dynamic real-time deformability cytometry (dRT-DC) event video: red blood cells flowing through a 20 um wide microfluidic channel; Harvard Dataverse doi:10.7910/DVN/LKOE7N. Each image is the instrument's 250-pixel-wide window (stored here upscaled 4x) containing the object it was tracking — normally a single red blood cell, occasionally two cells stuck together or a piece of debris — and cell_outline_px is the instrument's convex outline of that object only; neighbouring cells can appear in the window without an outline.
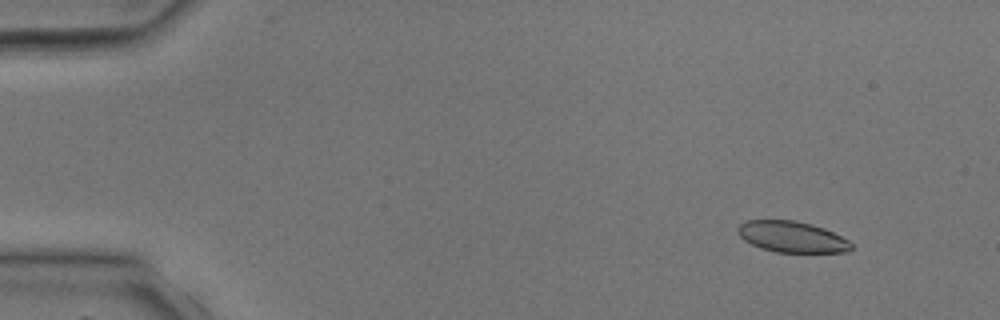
{"species": "common noctule bat (a hibernating species)", "species_latin": "Nyctalus noctula", "temperature_condition": "room temperature", "stored_images_in_passage": 41, "camera_frame_rate_fps": 3000, "um_per_image_px": 0.085, "animal": {"sex": "male", "body_mass_g": 17.9, "forearm_length_mm": 54.2}, "frame": {"image": 1, "passage_image": 5, "time_ms": 1.333, "image_size_px": [1000, 320], "cell_outline_px": [[852, 248], [848, 252], [776, 252], [760, 248], [744, 240], [736, 232], [736, 228], [744, 220], [796, 220], [812, 224], [824, 228], [848, 240], [852, 244]], "centroid_in_image_um": [67.28, 20.12], "position_along_channel_um": 17.7, "area_um2": 20.63}}
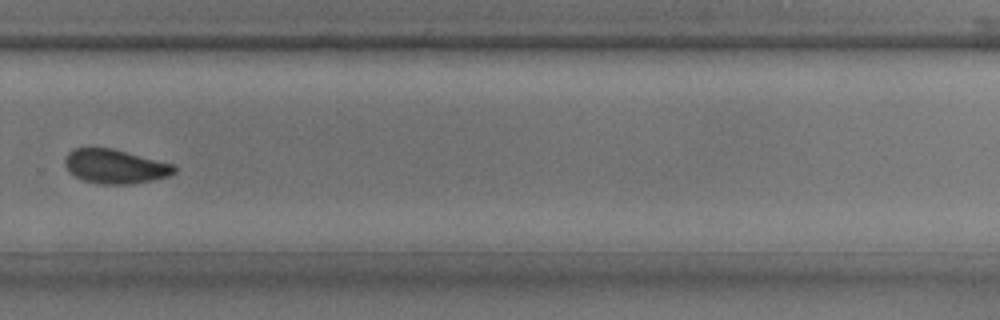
{"frame": {"image": 2, "passage_image": 29, "time_ms": 9.333, "image_size_px": [1000, 320], "cell_outline_px": [[176, 172], [168, 176], [152, 180], [128, 184], [104, 184], [84, 180], [68, 172], [64, 164], [64, 160], [68, 152], [72, 148], [112, 148], [176, 164]], "centroid_in_image_um": [9.79, 14.13], "position_along_channel_um": 320.0, "area_um2": 21.85}}
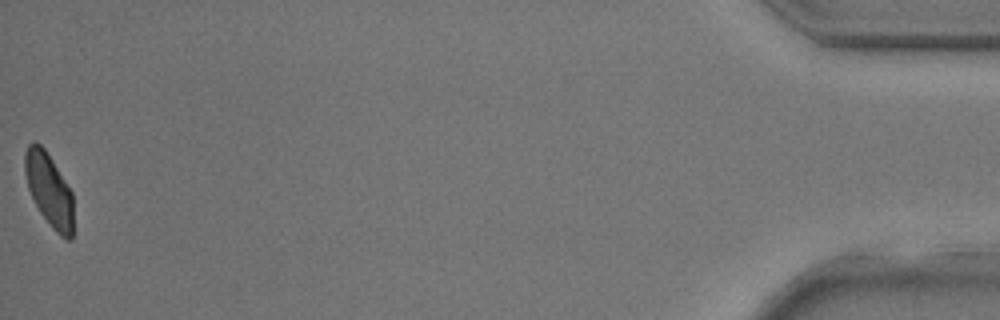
{"frame": {"image": 3, "passage_image": 41, "time_ms": 13.333, "image_size_px": [1000, 320], "cell_outline_px": [[72, 240], [68, 240], [60, 236], [52, 228], [40, 212], [28, 188], [24, 172], [24, 152], [28, 144], [32, 140], [36, 140], [44, 148], [52, 160], [72, 192]], "centroid_in_image_um": [4.14, 16.1], "position_along_channel_um": 431.1, "area_um2": 20.63}}